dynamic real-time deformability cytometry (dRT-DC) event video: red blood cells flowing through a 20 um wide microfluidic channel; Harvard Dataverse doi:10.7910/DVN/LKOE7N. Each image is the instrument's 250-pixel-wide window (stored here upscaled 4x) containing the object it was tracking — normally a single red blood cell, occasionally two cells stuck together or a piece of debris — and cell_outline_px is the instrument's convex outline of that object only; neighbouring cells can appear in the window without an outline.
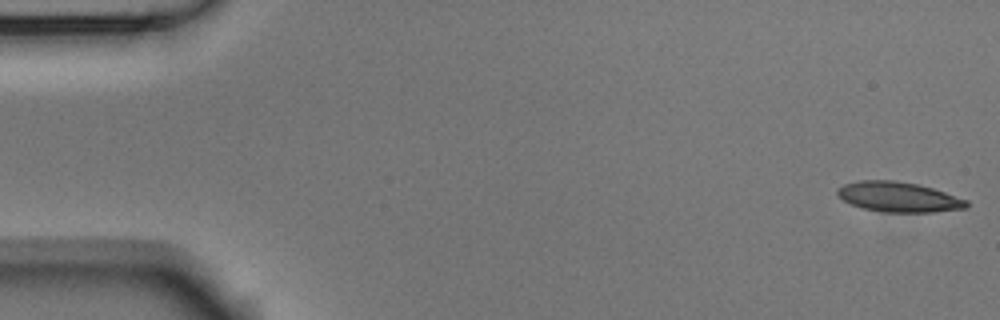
{"species": "Egyptian fruit bat (a non-hibernating species)", "species_latin": "Rousettus aegyptiacus", "temperature_condition": "room temperature", "stored_images_in_passage": 4, "camera_frame_rate_fps": 3000, "um_per_image_px": 0.085, "animal": {"sex": "male"}, "frame": {"image": 1, "passage_image": 1, "time_ms": 0.0, "image_size_px": [1000, 320], "cell_outline_px": [[968, 208], [932, 212], [884, 212], [864, 208], [852, 204], [844, 200], [836, 192], [836, 188], [844, 184], [860, 180], [892, 180], [916, 184], [932, 188], [968, 200]], "centroid_in_image_um": [76.39, 16.74], "position_along_channel_um": 8.6, "area_um2": 22.43}}
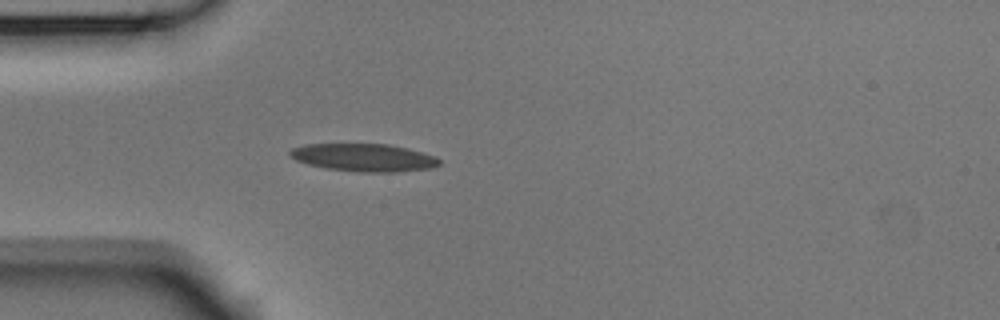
{"frame": {"image": 2, "passage_image": 4, "time_ms": 1.0, "image_size_px": [1000, 320], "cell_outline_px": [[440, 164], [432, 168], [396, 172], [364, 172], [328, 168], [308, 164], [296, 160], [288, 152], [292, 148], [304, 144], [388, 144], [408, 148], [436, 156], [440, 160]], "centroid_in_image_um": [30.96, 13.38], "position_along_channel_um": 54.0, "area_um2": 24.04}}